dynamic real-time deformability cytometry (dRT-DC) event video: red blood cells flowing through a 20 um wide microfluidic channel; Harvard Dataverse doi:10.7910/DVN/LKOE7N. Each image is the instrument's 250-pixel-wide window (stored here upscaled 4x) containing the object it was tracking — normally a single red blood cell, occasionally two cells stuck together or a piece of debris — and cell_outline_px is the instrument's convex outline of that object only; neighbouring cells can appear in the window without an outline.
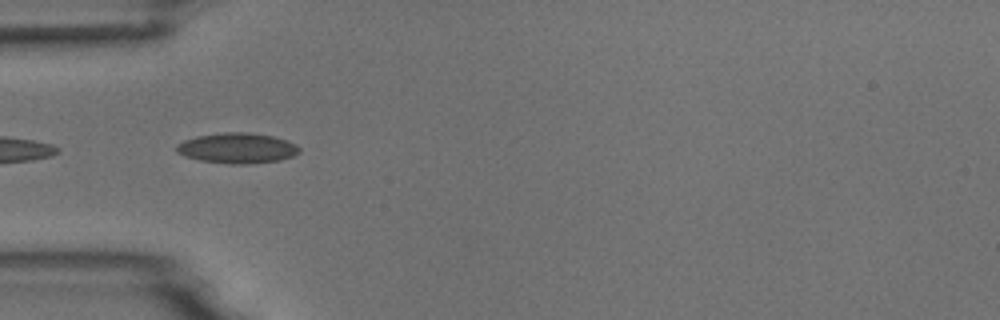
{"species": "common noctule bat (a hibernating species)", "species_latin": "Nyctalus noctula", "temperature_condition": "room temperature", "stored_images_in_passage": 7, "camera_frame_rate_fps": 3000, "um_per_image_px": 0.085, "animal": {"sex": "male", "body_mass_g": 18.8}, "frame": {"image": 1, "passage_image": 5, "time_ms": 1.333, "image_size_px": [1000, 320], "cell_outline_px": [[300, 152], [292, 156], [280, 160], [248, 164], [228, 164], [200, 160], [184, 156], [176, 152], [176, 144], [184, 140], [196, 136], [224, 132], [248, 132], [272, 136], [288, 140], [296, 144], [300, 148]], "centroid_in_image_um": [20.16, 12.59], "position_along_channel_um": 64.8, "area_um2": 21.91}}